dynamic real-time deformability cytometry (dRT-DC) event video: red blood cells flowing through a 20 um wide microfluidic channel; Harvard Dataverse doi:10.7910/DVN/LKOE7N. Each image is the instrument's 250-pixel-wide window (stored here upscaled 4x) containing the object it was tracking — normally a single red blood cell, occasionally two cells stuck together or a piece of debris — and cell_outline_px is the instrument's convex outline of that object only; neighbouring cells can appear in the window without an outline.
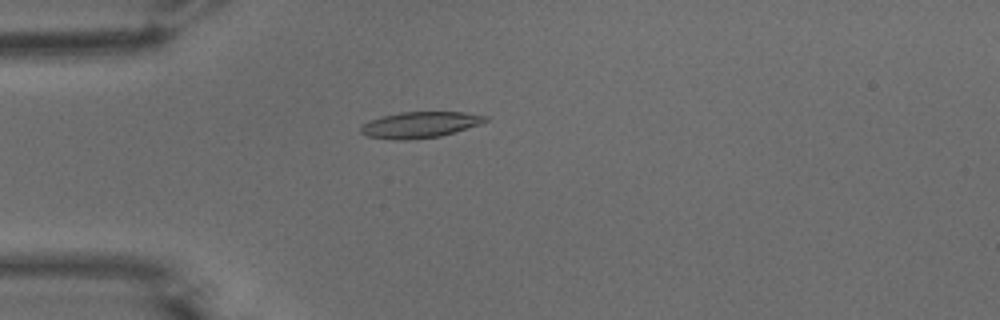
{"species": "common noctule bat (a hibernating species)", "species_latin": "Nyctalus noctula", "temperature_condition": "warm", "stored_images_in_passage": 52, "camera_frame_rate_fps": 3000, "um_per_image_px": 0.085, "animal": {"sex": "male", "body_mass_g": 15.6}, "frame": {"image": 1, "passage_image": 14, "time_ms": 4.333, "image_size_px": [1000, 320], "cell_outline_px": [[488, 120], [480, 124], [440, 136], [408, 140], [392, 140], [368, 136], [360, 132], [360, 128], [364, 124], [380, 116], [400, 112], [464, 112], [488, 116]], "centroid_in_image_um": [35.69, 10.6], "position_along_channel_um": 49.3, "area_um2": 18.84}}
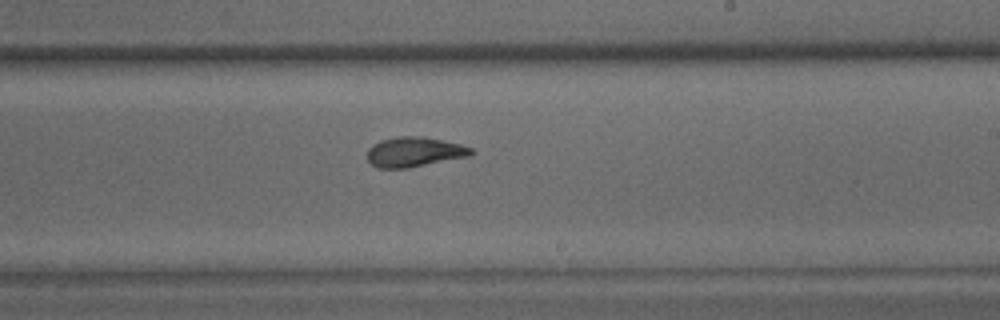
{"frame": {"image": 2, "passage_image": 31, "time_ms": 10.0, "image_size_px": [1000, 320], "cell_outline_px": [[476, 152], [468, 156], [408, 168], [376, 168], [368, 160], [368, 148], [372, 144], [380, 140], [400, 136], [420, 136], [460, 144], [472, 148]], "centroid_in_image_um": [35.19, 12.91], "position_along_channel_um": 253.8, "area_um2": 17.98}}
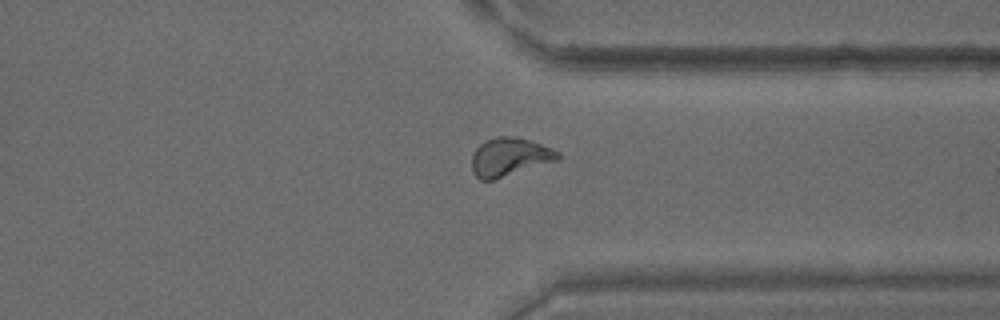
{"frame": {"image": 3, "passage_image": 40, "time_ms": 13.0, "image_size_px": [1000, 320], "cell_outline_px": [[560, 160], [492, 180], [480, 180], [472, 172], [472, 152], [484, 140], [496, 136], [516, 136], [552, 148], [560, 152]], "centroid_in_image_um": [43.31, 13.33], "position_along_channel_um": 368.1, "area_um2": 19.42}, "authors_computed_cell_mechanics": {"area_um2": 18.6983, "velocity_mm_per_s": 3.8281, "shape_relaxation_time_tau1_ms": 9.3546, "shape_relaxation_time_tau2_ms": 2.1372, "deformation_change_tau1": 0.2559, "deformation_change_tau2": 0.0982}}